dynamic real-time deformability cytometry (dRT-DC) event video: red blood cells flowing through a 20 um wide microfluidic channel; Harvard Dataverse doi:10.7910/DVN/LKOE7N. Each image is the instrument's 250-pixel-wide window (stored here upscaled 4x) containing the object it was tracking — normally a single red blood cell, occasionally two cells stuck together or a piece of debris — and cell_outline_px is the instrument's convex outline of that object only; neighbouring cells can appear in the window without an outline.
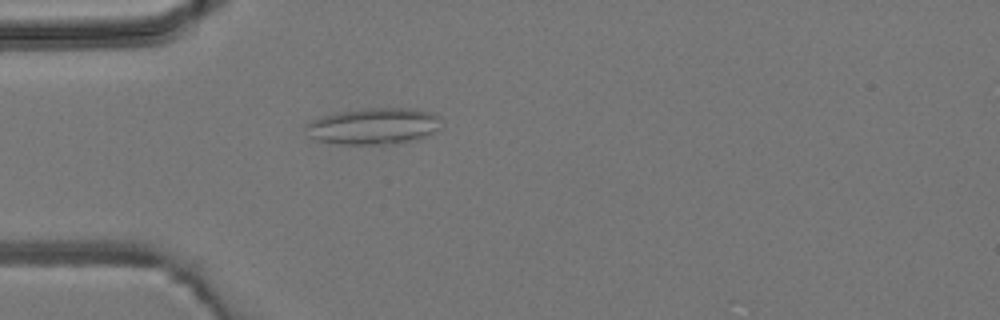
{"species": "common noctule bat (a hibernating species)", "species_latin": "Nyctalus noctula", "temperature_condition": "room temperature", "stored_images_in_passage": 4, "camera_frame_rate_fps": 3000, "um_per_image_px": 0.085, "animal": {"sex": "male", "body_mass_g": 19.2, "forearm_length_mm": 51.8}, "frame": {"image": 1, "passage_image": 4, "time_ms": 3.333, "image_size_px": [1000, 320], "cell_outline_px": [[440, 128], [436, 132], [428, 136], [416, 140], [392, 144], [340, 144], [316, 140], [308, 136], [304, 124], [320, 116], [340, 112], [368, 108], [408, 108], [432, 112], [440, 116]], "centroid_in_image_um": [31.78, 10.73], "position_along_channel_um": 53.2, "area_um2": 29.07}}